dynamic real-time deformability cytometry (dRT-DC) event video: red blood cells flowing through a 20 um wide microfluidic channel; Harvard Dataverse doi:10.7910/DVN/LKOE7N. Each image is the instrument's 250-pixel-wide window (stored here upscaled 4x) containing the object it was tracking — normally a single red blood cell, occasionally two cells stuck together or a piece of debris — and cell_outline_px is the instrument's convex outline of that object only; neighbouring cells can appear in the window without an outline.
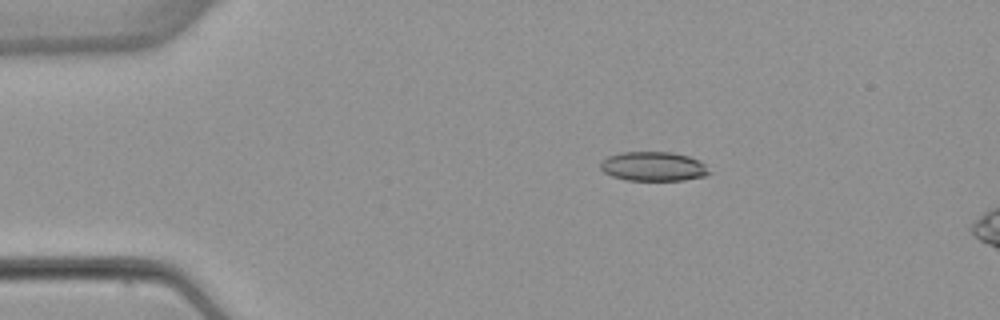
{"species": "common noctule bat (a hibernating species)", "species_latin": "Nyctalus noctula", "temperature_condition": "warm", "stored_images_in_passage": 6, "camera_frame_rate_fps": 3000, "um_per_image_px": 0.085, "animal": {"sex": "female", "body_mass_g": 22.7, "forearm_length_mm": 54.2}, "frame": {"image": 1, "passage_image": 3, "time_ms": 2.333, "image_size_px": [1000, 320], "cell_outline_px": [[712, 172], [704, 176], [684, 180], [624, 180], [612, 176], [604, 172], [600, 168], [600, 164], [608, 156], [620, 152], [672, 152], [688, 156], [700, 160]], "centroid_in_image_um": [55.55, 14.14], "position_along_channel_um": 29.5, "area_um2": 18.61}}
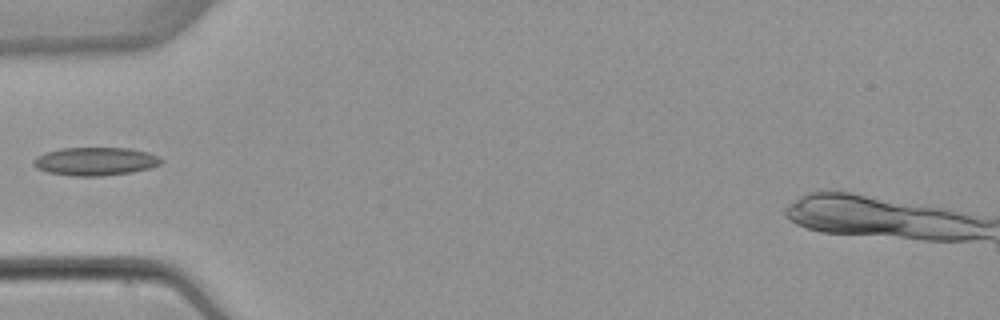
{"frame": {"image": 2, "passage_image": 5, "time_ms": 5.0, "image_size_px": [1000, 320], "cell_outline_px": [[164, 160], [160, 164], [152, 168], [132, 172], [100, 176], [72, 176], [48, 172], [36, 168], [32, 164], [32, 160], [36, 156], [44, 152], [60, 148], [128, 148], [148, 152], [160, 156]], "centroid_in_image_um": [8.1, 13.71], "position_along_channel_um": 76.9, "area_um2": 21.27}}
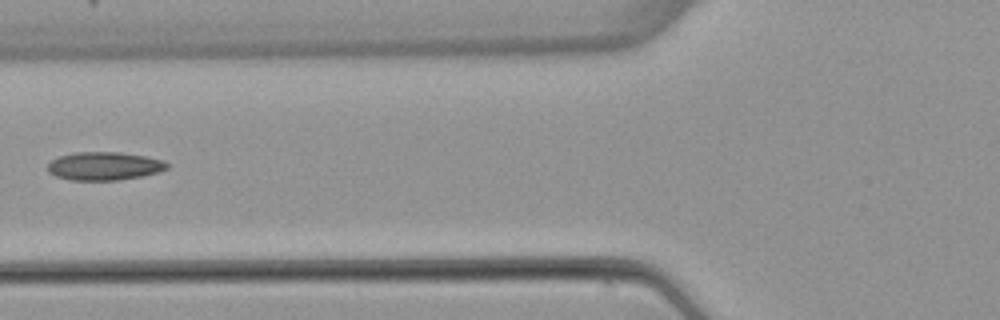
{"frame": {"image": 3, "passage_image": 6, "time_ms": 6.0, "image_size_px": [1000, 320], "cell_outline_px": [[168, 168], [160, 172], [120, 180], [72, 180], [56, 176], [48, 172], [48, 164], [52, 160], [60, 156], [76, 152], [120, 152], [144, 156], [164, 160], [168, 164]], "centroid_in_image_um": [8.88, 14.11], "position_along_channel_um": 116.9, "area_um2": 19.59}}